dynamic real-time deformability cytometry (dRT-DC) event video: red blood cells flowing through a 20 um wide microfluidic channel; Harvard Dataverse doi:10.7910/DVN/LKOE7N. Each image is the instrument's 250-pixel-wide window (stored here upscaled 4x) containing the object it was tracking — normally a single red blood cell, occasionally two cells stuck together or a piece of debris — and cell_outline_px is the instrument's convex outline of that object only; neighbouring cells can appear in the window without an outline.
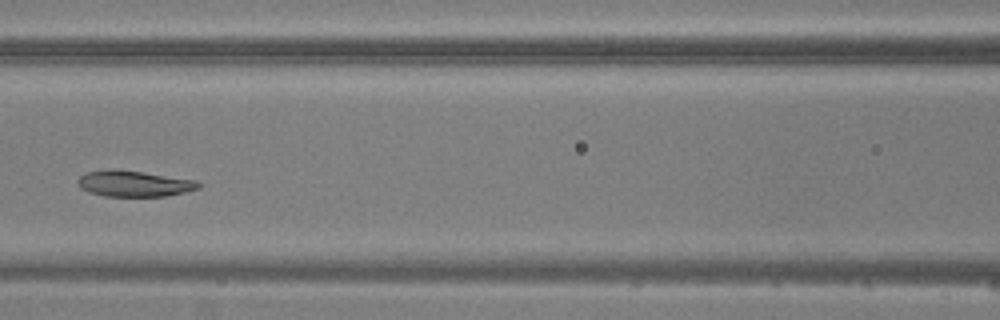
{"species": "common noctule bat (a hibernating species)", "species_latin": "Nyctalus noctula", "temperature_condition": "warm", "stored_images_in_passage": 3, "camera_frame_rate_fps": 3000, "um_per_image_px": 0.085, "animal": {"sex": "male", "body_mass_g": 20.5, "forearm_length_mm": 52.5}, "frame": {"image": 1, "passage_image": 3, "time_ms": 2.333, "image_size_px": [1000, 320], "cell_outline_px": [[204, 184], [200, 188], [184, 192], [164, 196], [104, 196], [88, 192], [80, 188], [76, 180], [80, 176], [88, 172], [108, 168], [140, 172], [196, 180]], "centroid_in_image_um": [11.38, 15.61], "position_along_channel_um": 155.2, "area_um2": 18.26}}